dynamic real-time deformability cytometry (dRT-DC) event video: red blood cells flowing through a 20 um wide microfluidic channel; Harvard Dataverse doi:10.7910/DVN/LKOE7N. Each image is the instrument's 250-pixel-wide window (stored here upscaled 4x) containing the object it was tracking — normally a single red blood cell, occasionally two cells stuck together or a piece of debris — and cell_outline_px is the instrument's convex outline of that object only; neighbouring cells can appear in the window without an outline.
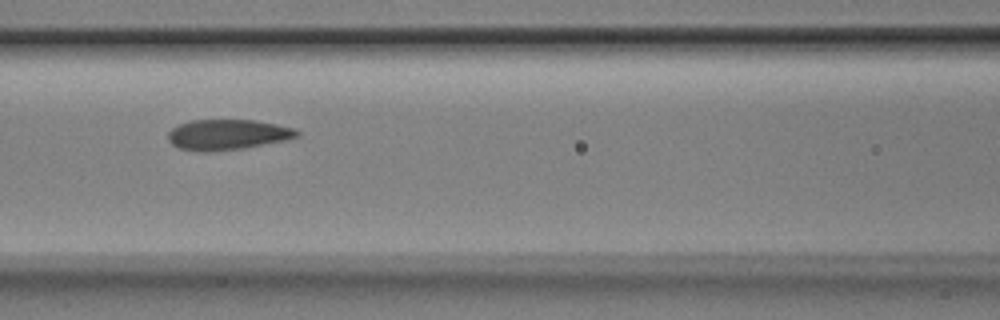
{"species": "Egyptian fruit bat (a non-hibernating species)", "species_latin": "Rousettus aegyptiacus", "temperature_condition": "room temperature", "stored_images_in_passage": 8, "camera_frame_rate_fps": 3000, "um_per_image_px": 0.085, "animal": {"sex": "male"}, "frame": {"image": 1, "passage_image": 7, "time_ms": 2.0, "image_size_px": [1000, 320], "cell_outline_px": [[300, 136], [288, 140], [244, 148], [212, 152], [196, 152], [180, 148], [172, 144], [168, 140], [168, 132], [172, 128], [180, 124], [192, 120], [256, 120], [276, 124], [292, 128], [300, 132]], "centroid_in_image_um": [19.35, 11.45], "position_along_channel_um": 147.3, "area_um2": 23.06}}
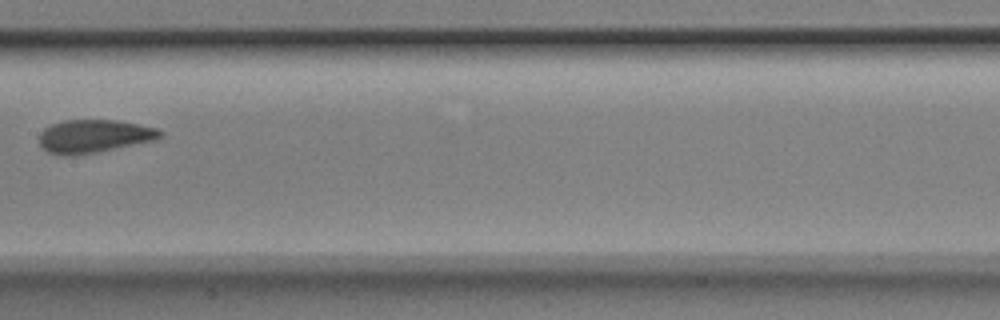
{"frame": {"image": 2, "passage_image": 8, "time_ms": 2.333, "image_size_px": [1000, 320], "cell_outline_px": [[164, 136], [156, 140], [96, 152], [72, 156], [64, 156], [48, 152], [40, 144], [40, 132], [44, 128], [52, 124], [64, 120], [116, 120], [156, 128], [164, 132]], "centroid_in_image_um": [8.0, 11.58], "position_along_channel_um": 199.4, "area_um2": 23.29}}